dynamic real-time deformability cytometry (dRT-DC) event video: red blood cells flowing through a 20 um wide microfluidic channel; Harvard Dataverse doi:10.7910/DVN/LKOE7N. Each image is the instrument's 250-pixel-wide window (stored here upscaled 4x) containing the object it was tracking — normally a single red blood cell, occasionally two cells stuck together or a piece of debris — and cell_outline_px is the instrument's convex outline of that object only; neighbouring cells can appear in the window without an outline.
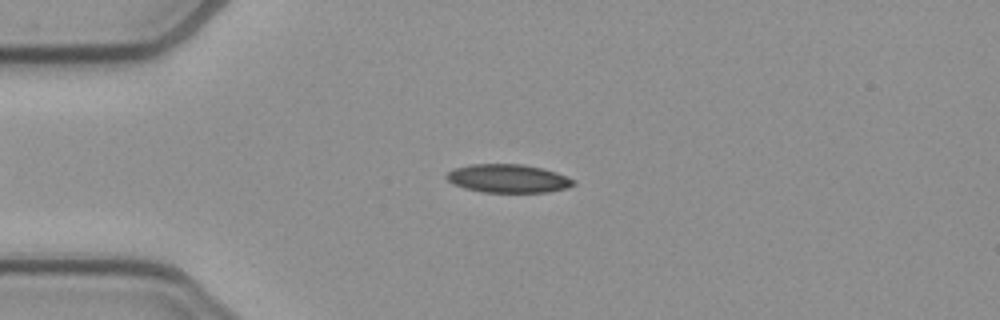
{"species": "common noctule bat (a hibernating species)", "species_latin": "Nyctalus noctula", "temperature_condition": "cold", "stored_images_in_passage": 51, "camera_frame_rate_fps": 3000, "um_per_image_px": 0.085, "animal": {"sex": "female", "body_mass_g": 21.9}, "frame": {"image": 1, "passage_image": 12, "time_ms": 3.667, "image_size_px": [1000, 320], "cell_outline_px": [[576, 184], [568, 188], [548, 192], [484, 192], [464, 188], [448, 180], [444, 176], [448, 172], [456, 168], [472, 164], [524, 164], [544, 168], [556, 172], [576, 180]], "centroid_in_image_um": [43.24, 15.17], "position_along_channel_um": 41.8, "area_um2": 21.04}}
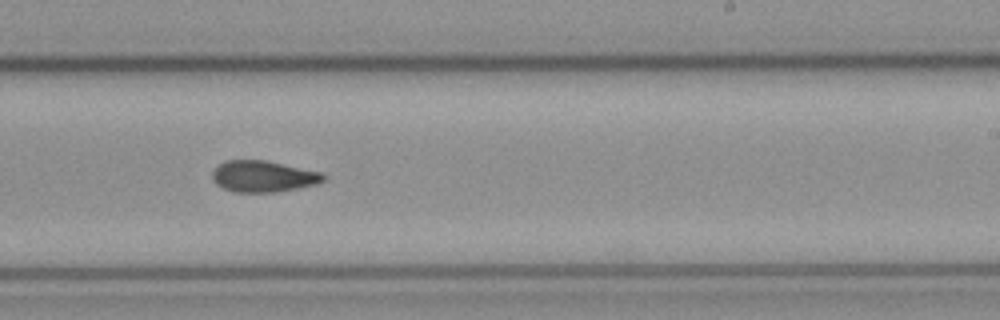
{"frame": {"image": 2, "passage_image": 31, "time_ms": 10.0, "image_size_px": [1000, 320], "cell_outline_px": [[328, 176], [324, 180], [316, 184], [276, 192], [232, 192], [216, 184], [212, 180], [212, 172], [220, 164], [228, 160], [264, 160], [324, 172]], "centroid_in_image_um": [22.4, 14.99], "position_along_channel_um": 266.6, "area_um2": 20.35}}
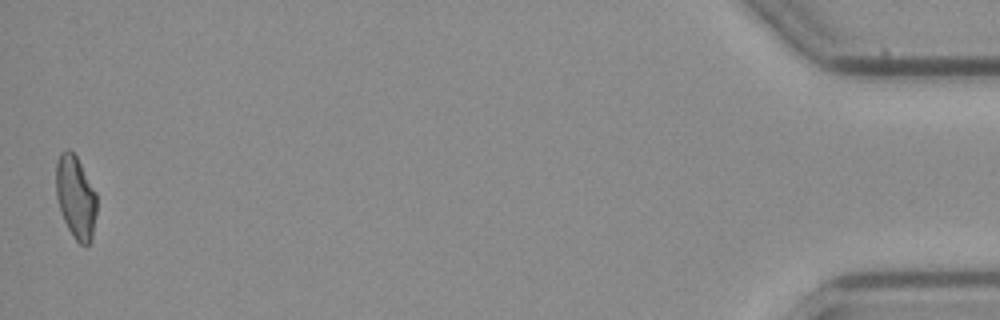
{"frame": {"image": 3, "passage_image": 51, "time_ms": 16.667, "image_size_px": [1000, 320], "cell_outline_px": [[96, 212], [92, 240], [88, 244], [80, 244], [72, 236], [60, 212], [56, 196], [56, 164], [60, 152], [68, 148], [76, 156], [96, 192]], "centroid_in_image_um": [6.42, 16.76], "position_along_channel_um": 428.8, "area_um2": 19.65}, "authors_computed_cell_mechanics": {"area_um2": 20.5768, "velocity_mm_per_s": 3.9082, "shape_relaxation_time_tau1_ms": null, "shape_relaxation_time_tau2_ms": 6.1266, "deformation_change_tau1": null, "deformation_change_tau2": 0.1079}}